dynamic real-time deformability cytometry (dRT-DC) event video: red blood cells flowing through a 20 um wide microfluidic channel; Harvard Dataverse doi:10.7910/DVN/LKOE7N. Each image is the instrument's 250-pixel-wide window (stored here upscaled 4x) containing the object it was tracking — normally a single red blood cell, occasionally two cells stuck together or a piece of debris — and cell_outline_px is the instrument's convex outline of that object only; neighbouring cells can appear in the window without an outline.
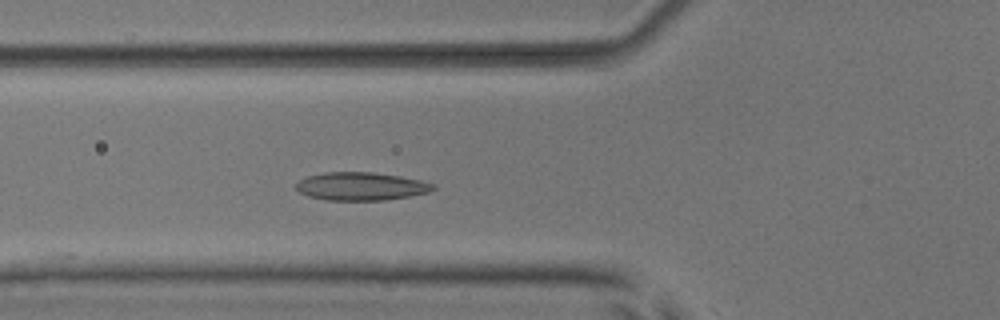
{"species": "common noctule bat (a hibernating species)", "species_latin": "Nyctalus noctula", "temperature_condition": "room temperature", "stored_images_in_passage": 4, "camera_frame_rate_fps": 3000, "um_per_image_px": 0.085, "animal": {"sex": "male", "body_mass_g": 17.9, "forearm_length_mm": 54.2}, "frame": {"image": 1, "passage_image": 4, "time_ms": 3.333, "image_size_px": [1000, 320], "cell_outline_px": [[436, 188], [428, 192], [408, 196], [384, 200], [328, 200], [308, 196], [300, 192], [296, 188], [296, 184], [300, 180], [308, 176], [324, 172], [372, 172], [400, 176], [420, 180], [436, 184]], "centroid_in_image_um": [30.7, 15.83], "position_along_channel_um": 95.1, "area_um2": 22.31}}